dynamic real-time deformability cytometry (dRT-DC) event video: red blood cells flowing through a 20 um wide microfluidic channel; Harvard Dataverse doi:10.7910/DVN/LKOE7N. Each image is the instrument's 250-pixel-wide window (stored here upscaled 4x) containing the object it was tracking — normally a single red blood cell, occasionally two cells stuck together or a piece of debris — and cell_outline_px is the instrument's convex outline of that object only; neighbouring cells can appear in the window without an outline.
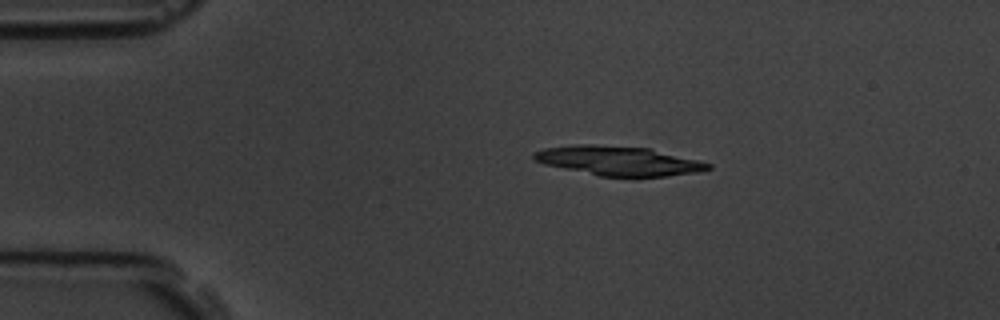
{"species": "common noctule bat (a hibernating species)", "species_latin": "Nyctalus noctula", "temperature_condition": "room temperature", "stored_images_in_passage": 9, "camera_frame_rate_fps": 3000, "um_per_image_px": 0.085, "animal": {"sex": "male", "body_mass_g": 19.5, "forearm_length_mm": 54.6}, "frame": {"image": 1, "passage_image": 2, "time_ms": 0.333, "image_size_px": [1000, 320], "cell_outline_px": [[712, 168], [696, 172], [636, 180], [600, 176], [544, 164], [536, 160], [532, 156], [532, 152], [544, 148], [572, 144], [592, 144], [652, 148], [712, 164]], "centroid_in_image_um": [52.59, 13.69], "position_along_channel_um": 32.4, "area_um2": 30.69}}